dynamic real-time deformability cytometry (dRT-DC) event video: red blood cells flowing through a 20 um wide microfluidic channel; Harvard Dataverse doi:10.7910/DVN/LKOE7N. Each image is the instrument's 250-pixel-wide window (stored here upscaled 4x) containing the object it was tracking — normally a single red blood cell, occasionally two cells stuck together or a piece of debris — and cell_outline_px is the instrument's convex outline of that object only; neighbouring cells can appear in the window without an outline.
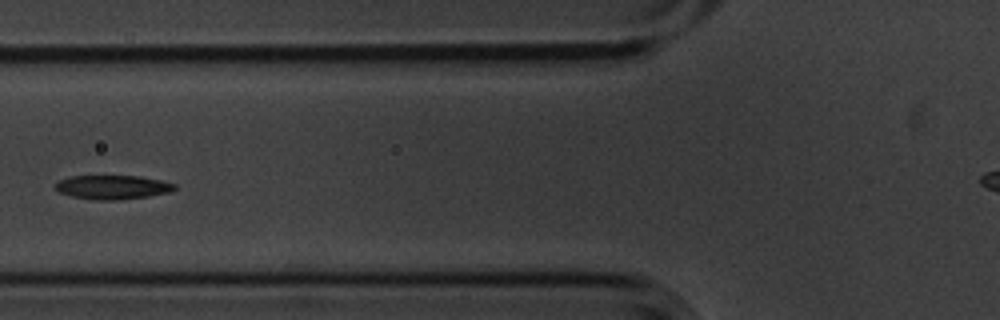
{"species": "common noctule bat (a hibernating species)", "species_latin": "Nyctalus noctula", "temperature_condition": "cold", "stored_images_in_passage": 8, "camera_frame_rate_fps": 3000, "um_per_image_px": 0.085, "animal": {"sex": "male", "body_mass_g": 20.1, "forearm_length_mm": 53.5}, "frame": {"image": 1, "passage_image": 4, "time_ms": 1.0, "image_size_px": [1000, 320], "cell_outline_px": [[176, 188], [172, 192], [148, 196], [120, 200], [96, 200], [72, 196], [60, 192], [52, 188], [60, 180], [72, 176], [140, 176], [160, 180], [176, 184]], "centroid_in_image_um": [9.59, 15.91], "position_along_channel_um": 116.2, "area_um2": 16.7}}
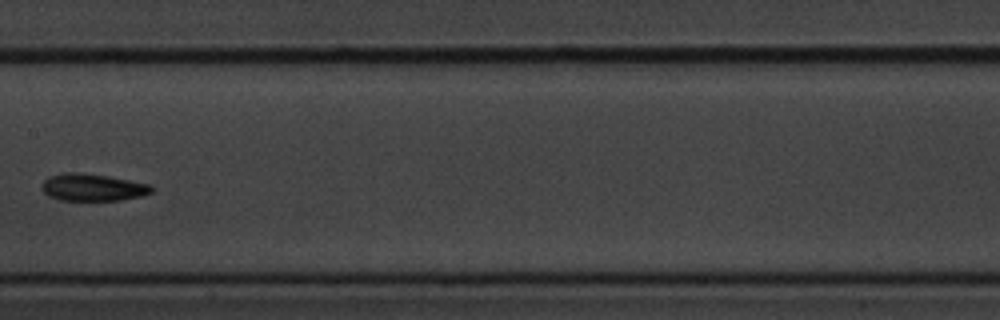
{"frame": {"image": 2, "passage_image": 6, "time_ms": 1.667, "image_size_px": [1000, 320], "cell_outline_px": [[152, 192], [144, 196], [120, 200], [60, 200], [48, 196], [40, 188], [40, 184], [48, 176], [64, 172], [72, 172], [108, 176], [152, 184]], "centroid_in_image_um": [7.86, 15.92], "position_along_channel_um": 199.5, "area_um2": 17.57}}
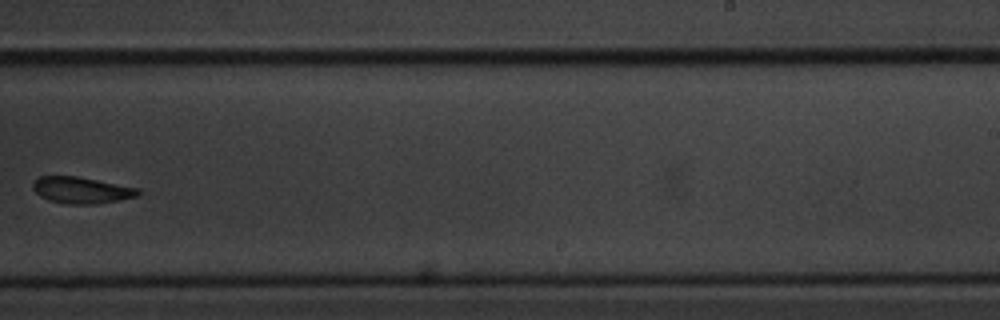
{"frame": {"image": 3, "passage_image": 8, "time_ms": 2.333, "image_size_px": [1000, 320], "cell_outline_px": [[140, 192], [136, 196], [120, 200], [92, 204], [68, 204], [48, 200], [40, 196], [32, 188], [32, 184], [40, 176], [76, 176], [140, 188]], "centroid_in_image_um": [6.92, 16.16], "position_along_channel_um": 282.1, "area_um2": 16.13}}